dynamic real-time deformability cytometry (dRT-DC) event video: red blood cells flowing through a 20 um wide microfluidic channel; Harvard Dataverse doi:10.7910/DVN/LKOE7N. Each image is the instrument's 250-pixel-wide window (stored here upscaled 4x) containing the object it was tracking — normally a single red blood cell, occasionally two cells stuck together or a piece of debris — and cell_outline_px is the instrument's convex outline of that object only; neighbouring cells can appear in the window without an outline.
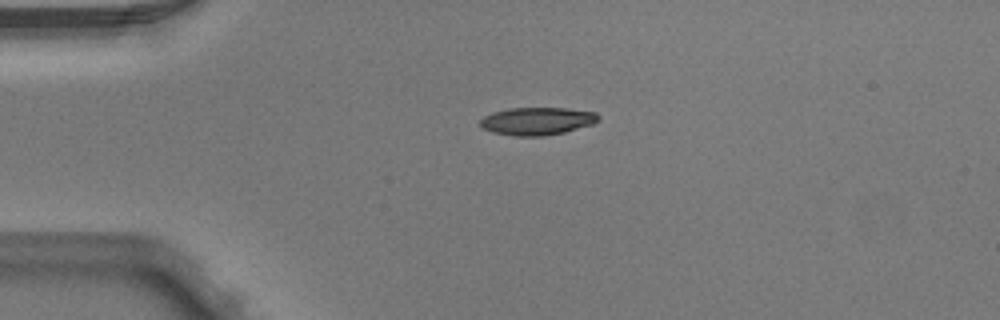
{"species": "Egyptian fruit bat (a non-hibernating species)", "species_latin": "Rousettus aegyptiacus", "temperature_condition": "warm", "stored_images_in_passage": 4, "camera_frame_rate_fps": 3000, "um_per_image_px": 0.085, "animal": {"sex": "male"}, "frame": {"image": 1, "passage_image": 1, "time_ms": 0.0, "image_size_px": [1000, 320], "cell_outline_px": [[600, 120], [592, 124], [564, 132], [540, 136], [516, 136], [492, 132], [484, 128], [480, 124], [480, 120], [484, 116], [492, 112], [508, 108], [564, 108], [596, 112], [600, 116]], "centroid_in_image_um": [45.66, 10.28], "position_along_channel_um": 39.3, "area_um2": 19.02}}
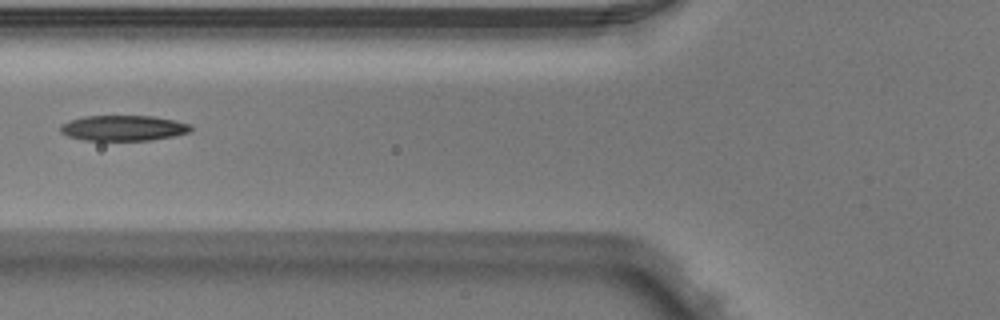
{"frame": {"image": 2, "passage_image": 3, "time_ms": 0.667, "image_size_px": [1000, 320], "cell_outline_px": [[192, 132], [172, 136], [148, 140], [84, 140], [68, 136], [60, 132], [60, 124], [84, 116], [152, 116], [192, 124]], "centroid_in_image_um": [10.49, 10.88], "position_along_channel_um": 115.3, "area_um2": 19.25}}
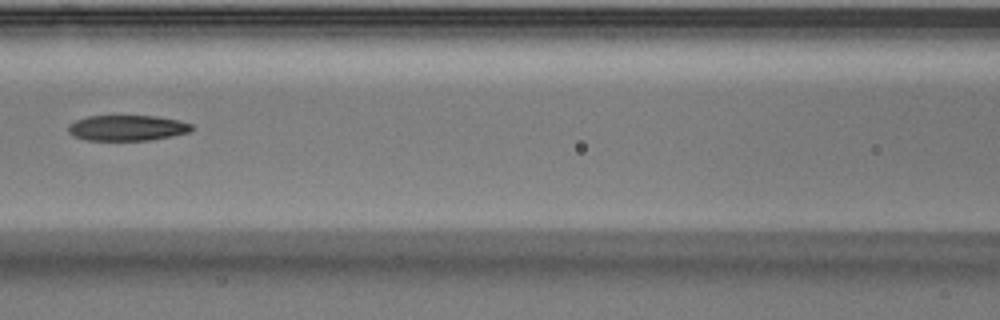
{"frame": {"image": 3, "passage_image": 4, "time_ms": 1.0, "image_size_px": [1000, 320], "cell_outline_px": [[196, 128], [188, 132], [172, 136], [148, 140], [88, 140], [72, 136], [68, 132], [68, 124], [76, 120], [88, 116], [156, 116], [176, 120], [192, 124]], "centroid_in_image_um": [10.8, 10.87], "position_along_channel_um": 155.8, "area_um2": 18.38}}